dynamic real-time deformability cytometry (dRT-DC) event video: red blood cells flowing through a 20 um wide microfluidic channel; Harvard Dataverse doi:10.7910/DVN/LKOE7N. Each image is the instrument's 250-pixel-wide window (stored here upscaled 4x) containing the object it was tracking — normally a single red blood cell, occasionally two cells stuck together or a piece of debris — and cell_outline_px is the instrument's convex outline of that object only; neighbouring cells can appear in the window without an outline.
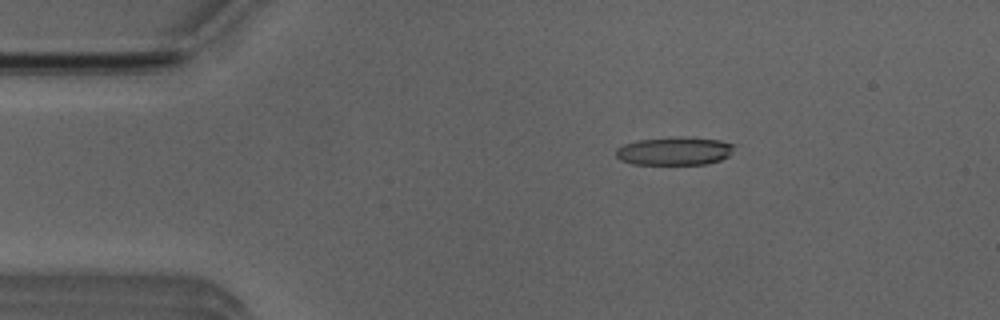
{"species": "Egyptian fruit bat (a non-hibernating species)", "species_latin": "Rousettus aegyptiacus", "temperature_condition": "room temperature", "stored_images_in_passage": 52, "segment_of_instrument_passage": [1, 2], "camera_frame_rate_fps": 3000, "um_per_image_px": 0.085, "animal": {"sex": "male"}, "frame": {"image": 1, "passage_image": 9, "time_ms": 2.667, "image_size_px": [1000, 320], "cell_outline_px": [[736, 144], [728, 156], [720, 160], [704, 164], [632, 164], [620, 160], [616, 156], [616, 148], [624, 144], [636, 140], [680, 136], [720, 140]], "centroid_in_image_um": [57.31, 12.83], "position_along_channel_um": 27.7, "area_um2": 19.54}}
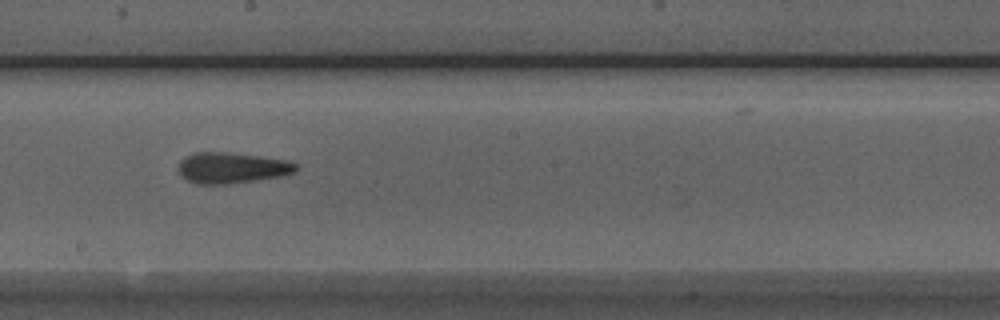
{"frame": {"image": 2, "passage_image": 28, "time_ms": 9.0, "image_size_px": [1000, 320], "cell_outline_px": [[300, 168], [296, 172], [280, 176], [224, 184], [196, 184], [180, 176], [180, 160], [184, 156], [196, 152], [224, 152], [288, 160], [296, 164]], "centroid_in_image_um": [19.7, 14.26], "position_along_channel_um": 228.5, "area_um2": 20.92}}
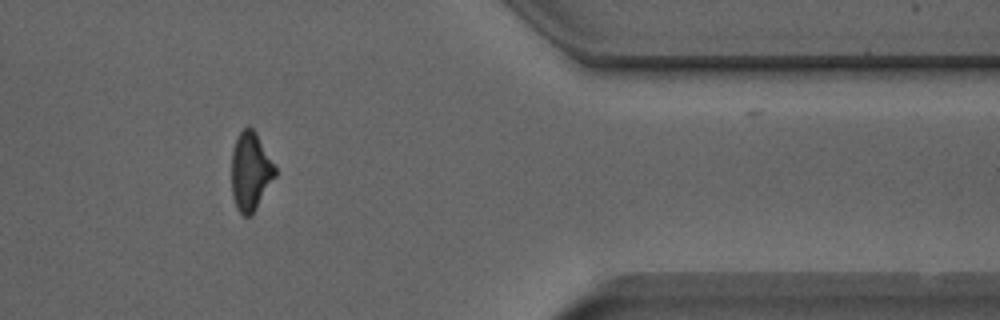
{"frame": {"image": 3, "passage_image": 42, "time_ms": 13.667, "image_size_px": [1000, 320], "cell_outline_px": [[276, 176], [252, 216], [244, 216], [236, 208], [232, 196], [232, 152], [236, 140], [240, 132], [244, 128], [252, 128], [256, 132], [276, 168]], "centroid_in_image_um": [21.3, 14.61], "position_along_channel_um": 390.1, "area_um2": 19.83}}